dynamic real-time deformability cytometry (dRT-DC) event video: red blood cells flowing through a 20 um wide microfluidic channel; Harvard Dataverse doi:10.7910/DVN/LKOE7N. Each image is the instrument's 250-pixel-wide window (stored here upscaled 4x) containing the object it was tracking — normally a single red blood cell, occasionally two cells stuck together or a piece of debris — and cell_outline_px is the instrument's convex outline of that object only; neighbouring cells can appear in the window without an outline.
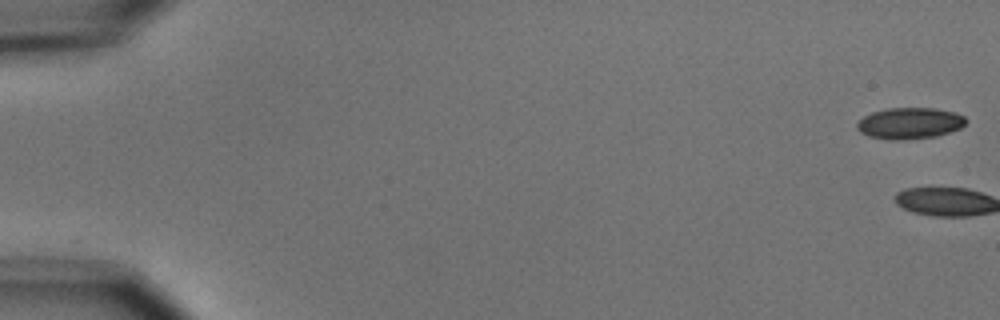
{"species": "common noctule bat (a hibernating species)", "species_latin": "Nyctalus noctula", "temperature_condition": "cold", "stored_images_in_passage": 6, "camera_frame_rate_fps": 3000, "um_per_image_px": 0.085, "animal": {"sex": "male", "body_mass_g": 15.6}, "frame": {"image": 1, "passage_image": 1, "time_ms": 0.0, "image_size_px": [1000, 320], "cell_outline_px": [[968, 120], [960, 128], [936, 136], [896, 140], [888, 140], [868, 136], [860, 132], [856, 128], [856, 124], [864, 116], [872, 112], [888, 108], [936, 108], [956, 112], [964, 116]], "centroid_in_image_um": [77.32, 10.47], "position_along_channel_um": 7.7, "area_um2": 19.88}}